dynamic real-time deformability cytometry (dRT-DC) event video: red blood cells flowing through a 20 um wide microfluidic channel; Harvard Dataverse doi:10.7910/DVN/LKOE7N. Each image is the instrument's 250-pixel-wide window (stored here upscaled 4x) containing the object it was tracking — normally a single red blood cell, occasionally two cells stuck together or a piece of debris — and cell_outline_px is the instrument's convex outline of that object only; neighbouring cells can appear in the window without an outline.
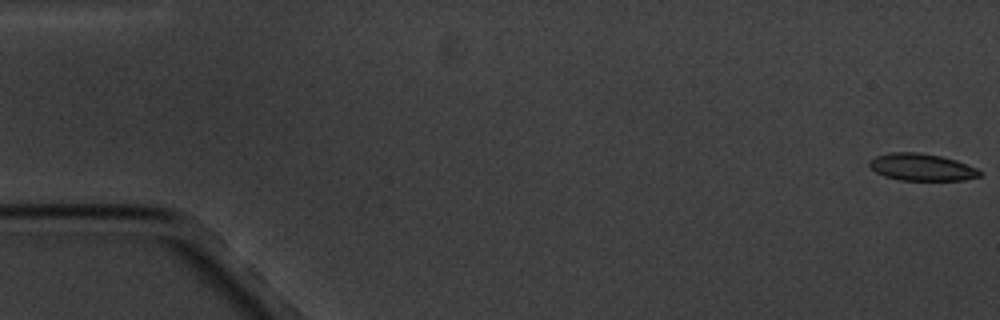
{"species": "common noctule bat (a hibernating species)", "species_latin": "Nyctalus noctula", "temperature_condition": "cold", "stored_images_in_passage": 5, "camera_frame_rate_fps": 3000, "um_per_image_px": 0.085, "animal": {"sex": "male", "body_mass_g": 20.1, "forearm_length_mm": 53.5}, "frame": {"image": 1, "passage_image": 1, "time_ms": 0.0, "image_size_px": [1000, 320], "cell_outline_px": [[984, 172], [980, 176], [964, 180], [900, 180], [884, 176], [876, 172], [868, 164], [868, 160], [876, 156], [888, 152], [916, 152], [940, 156], [956, 160], [976, 168]], "centroid_in_image_um": [78.33, 14.21], "position_along_channel_um": 6.7, "area_um2": 17.46}}